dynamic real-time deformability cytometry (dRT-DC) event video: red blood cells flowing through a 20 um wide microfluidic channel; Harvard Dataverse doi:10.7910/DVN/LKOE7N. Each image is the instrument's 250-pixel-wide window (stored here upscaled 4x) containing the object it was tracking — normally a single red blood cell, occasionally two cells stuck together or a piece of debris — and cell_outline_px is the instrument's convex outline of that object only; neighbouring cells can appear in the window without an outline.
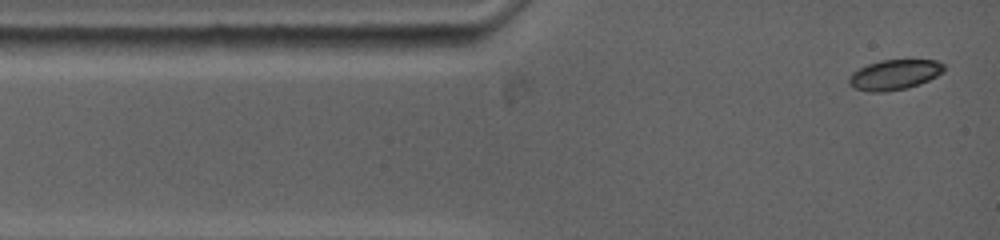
{"species": "common noctule bat (a hibernating species)", "species_latin": "Nyctalus noctula", "temperature_condition": "warm", "stored_images_in_passage": 44, "camera_frame_rate_fps": 5000, "um_per_image_px": 0.085, "animal": {"sex": "female", "body_mass_g": 19.0, "forearm_length_mm": 53.3}, "frame": {"image": 1, "passage_image": 1, "time_ms": 0.0, "image_size_px": [1000, 240], "cell_outline_px": [[944, 72], [920, 84], [904, 88], [884, 92], [868, 92], [856, 88], [848, 84], [848, 76], [852, 72], [868, 64], [880, 60], [936, 60], [944, 64]], "centroid_in_image_um": [76.01, 6.35], "position_along_channel_um": 9.0, "area_um2": 16.65}}
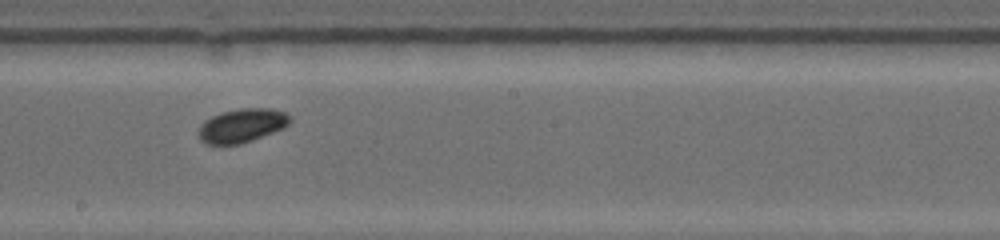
{"frame": {"image": 2, "passage_image": 19, "time_ms": 6.8, "image_size_px": [1000, 240], "cell_outline_px": [[292, 120], [284, 128], [252, 140], [240, 144], [208, 144], [200, 140], [196, 132], [200, 124], [204, 120], [220, 112], [240, 108], [272, 108], [284, 112], [292, 116]], "centroid_in_image_um": [20.55, 10.66], "position_along_channel_um": 227.7, "area_um2": 18.26}}
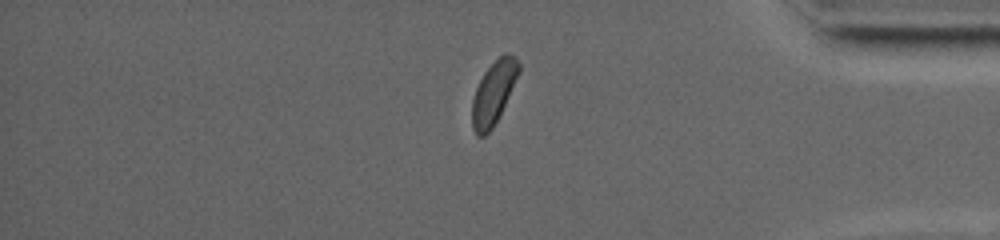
{"frame": {"image": 3, "passage_image": 38, "time_ms": 11.8, "image_size_px": [1000, 240], "cell_outline_px": [[520, 72], [492, 128], [484, 136], [476, 136], [472, 128], [472, 100], [476, 88], [484, 72], [504, 52], [508, 52], [520, 64]], "centroid_in_image_um": [41.93, 7.88], "position_along_channel_um": 393.3, "area_um2": 16.7}, "authors_computed_cell_mechanics": {"area_um2": 17.4556, "velocity_mm_per_s": 3.8346, "shape_relaxation_time_tau1_ms": 2.6378, "shape_relaxation_time_tau2_ms": null, "deformation_change_tau1": 0.0777, "deformation_change_tau2": null}}